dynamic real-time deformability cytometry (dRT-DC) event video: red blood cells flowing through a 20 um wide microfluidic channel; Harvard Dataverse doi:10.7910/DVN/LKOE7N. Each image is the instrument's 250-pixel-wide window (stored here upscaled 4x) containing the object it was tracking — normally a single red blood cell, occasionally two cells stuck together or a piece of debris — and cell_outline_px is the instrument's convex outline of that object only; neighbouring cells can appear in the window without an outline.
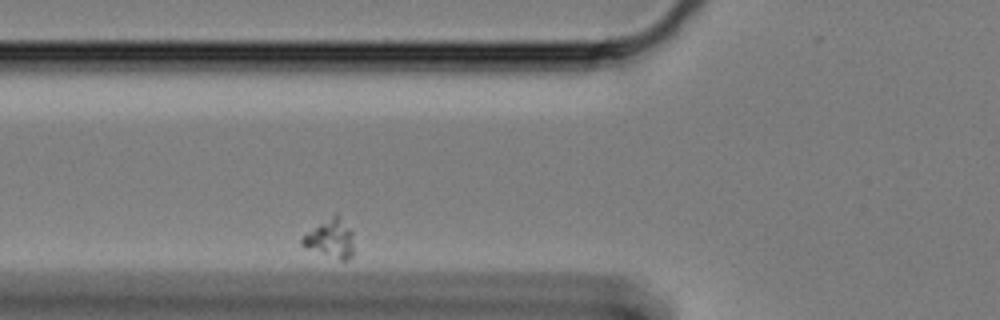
{"species": "Egyptian fruit bat (a non-hibernating species)", "species_latin": "Rousettus aegyptiacus", "temperature_condition": "cold", "stored_images_in_passage": 37, "segment_of_instrument_passage": [2, 2], "camera_frame_rate_fps": 3000, "um_per_image_px": 0.085, "animal": {"sex": "female"}, "frame": {"image": 1, "passage_image": 6, "time_ms": 1.667, "image_size_px": [1000, 320], "cell_outline_px": [[352, 256], [348, 260], [340, 260], [304, 248], [300, 244], [300, 240], [308, 232], [336, 212], [340, 216], [352, 232]], "centroid_in_image_um": [28.07, 20.29], "position_along_channel_um": 97.7, "area_um2": 11.5}}
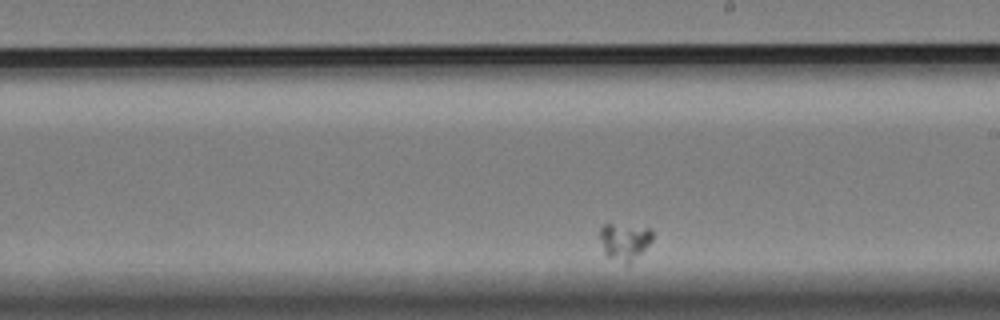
{"frame": {"image": 2, "passage_image": 22, "time_ms": 7.0, "image_size_px": [1000, 320], "cell_outline_px": [[652, 240], [628, 264], [604, 256], [600, 240], [600, 228], [604, 224], [612, 224], [652, 228]], "centroid_in_image_um": [53.04, 20.51], "position_along_channel_um": 236.0, "area_um2": 11.16}}
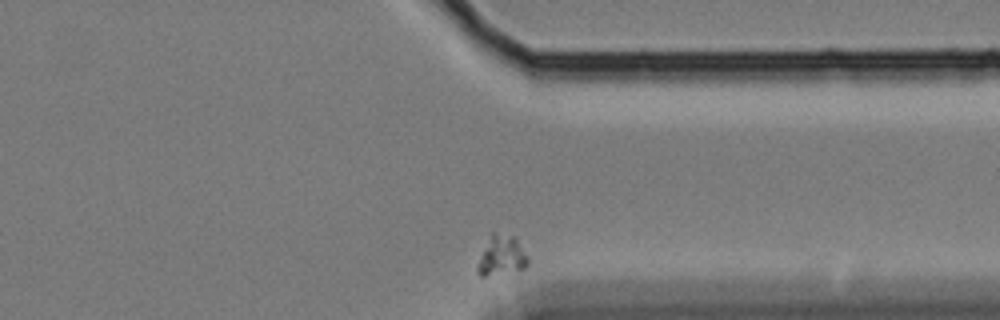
{"frame": {"image": 3, "passage_image": 37, "time_ms": 12.0, "image_size_px": [1000, 320], "cell_outline_px": [[528, 264], [524, 268], [484, 276], [480, 276], [476, 272], [476, 264], [492, 232], [496, 232], [516, 236], [528, 256]], "centroid_in_image_um": [42.63, 21.7], "position_along_channel_um": 368.8, "area_um2": 11.68}}